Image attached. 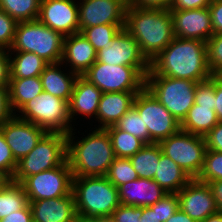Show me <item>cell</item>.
I'll list each match as a JSON object with an SVG mask.
<instances>
[{"mask_svg": "<svg viewBox=\"0 0 222 222\" xmlns=\"http://www.w3.org/2000/svg\"><path fill=\"white\" fill-rule=\"evenodd\" d=\"M148 73L203 82L211 78L206 42L174 38L151 62Z\"/></svg>", "mask_w": 222, "mask_h": 222, "instance_id": "1", "label": "cell"}, {"mask_svg": "<svg viewBox=\"0 0 222 222\" xmlns=\"http://www.w3.org/2000/svg\"><path fill=\"white\" fill-rule=\"evenodd\" d=\"M88 127L84 130L87 136L84 132L79 135L83 134L80 138L74 136L78 130L75 127L66 135L67 161L73 177L105 176L116 158L107 130Z\"/></svg>", "mask_w": 222, "mask_h": 222, "instance_id": "2", "label": "cell"}, {"mask_svg": "<svg viewBox=\"0 0 222 222\" xmlns=\"http://www.w3.org/2000/svg\"><path fill=\"white\" fill-rule=\"evenodd\" d=\"M124 29L133 36L149 62L175 38L169 9L136 8L127 5Z\"/></svg>", "mask_w": 222, "mask_h": 222, "instance_id": "3", "label": "cell"}, {"mask_svg": "<svg viewBox=\"0 0 222 222\" xmlns=\"http://www.w3.org/2000/svg\"><path fill=\"white\" fill-rule=\"evenodd\" d=\"M76 214L85 220L111 217L121 204L118 188L105 176L73 177Z\"/></svg>", "mask_w": 222, "mask_h": 222, "instance_id": "4", "label": "cell"}, {"mask_svg": "<svg viewBox=\"0 0 222 222\" xmlns=\"http://www.w3.org/2000/svg\"><path fill=\"white\" fill-rule=\"evenodd\" d=\"M64 36L39 20L18 22L8 52H32L49 64L60 63Z\"/></svg>", "mask_w": 222, "mask_h": 222, "instance_id": "5", "label": "cell"}, {"mask_svg": "<svg viewBox=\"0 0 222 222\" xmlns=\"http://www.w3.org/2000/svg\"><path fill=\"white\" fill-rule=\"evenodd\" d=\"M66 161V134L47 132L30 153L17 161V167L11 180L22 183L27 177L51 170Z\"/></svg>", "mask_w": 222, "mask_h": 222, "instance_id": "6", "label": "cell"}, {"mask_svg": "<svg viewBox=\"0 0 222 222\" xmlns=\"http://www.w3.org/2000/svg\"><path fill=\"white\" fill-rule=\"evenodd\" d=\"M197 83L147 73L145 87L181 123L195 102Z\"/></svg>", "mask_w": 222, "mask_h": 222, "instance_id": "7", "label": "cell"}, {"mask_svg": "<svg viewBox=\"0 0 222 222\" xmlns=\"http://www.w3.org/2000/svg\"><path fill=\"white\" fill-rule=\"evenodd\" d=\"M15 115L47 132L67 135L74 129L69 117L68 102L45 91L24 104Z\"/></svg>", "mask_w": 222, "mask_h": 222, "instance_id": "8", "label": "cell"}, {"mask_svg": "<svg viewBox=\"0 0 222 222\" xmlns=\"http://www.w3.org/2000/svg\"><path fill=\"white\" fill-rule=\"evenodd\" d=\"M150 67L109 65L96 61L83 75L103 93L140 92Z\"/></svg>", "mask_w": 222, "mask_h": 222, "instance_id": "9", "label": "cell"}, {"mask_svg": "<svg viewBox=\"0 0 222 222\" xmlns=\"http://www.w3.org/2000/svg\"><path fill=\"white\" fill-rule=\"evenodd\" d=\"M158 144L163 154L176 162L192 179H197L207 150L204 137L180 129Z\"/></svg>", "mask_w": 222, "mask_h": 222, "instance_id": "10", "label": "cell"}, {"mask_svg": "<svg viewBox=\"0 0 222 222\" xmlns=\"http://www.w3.org/2000/svg\"><path fill=\"white\" fill-rule=\"evenodd\" d=\"M133 106L143 119L144 125L147 126L150 144L159 143L181 129L177 119L146 87L137 93Z\"/></svg>", "mask_w": 222, "mask_h": 222, "instance_id": "11", "label": "cell"}, {"mask_svg": "<svg viewBox=\"0 0 222 222\" xmlns=\"http://www.w3.org/2000/svg\"><path fill=\"white\" fill-rule=\"evenodd\" d=\"M28 201L64 197L72 193L73 174L68 161L27 177L22 183Z\"/></svg>", "mask_w": 222, "mask_h": 222, "instance_id": "12", "label": "cell"}, {"mask_svg": "<svg viewBox=\"0 0 222 222\" xmlns=\"http://www.w3.org/2000/svg\"><path fill=\"white\" fill-rule=\"evenodd\" d=\"M79 32L103 24H125L126 0H77Z\"/></svg>", "mask_w": 222, "mask_h": 222, "instance_id": "13", "label": "cell"}, {"mask_svg": "<svg viewBox=\"0 0 222 222\" xmlns=\"http://www.w3.org/2000/svg\"><path fill=\"white\" fill-rule=\"evenodd\" d=\"M38 20L64 37L79 33L77 0H41Z\"/></svg>", "mask_w": 222, "mask_h": 222, "instance_id": "14", "label": "cell"}, {"mask_svg": "<svg viewBox=\"0 0 222 222\" xmlns=\"http://www.w3.org/2000/svg\"><path fill=\"white\" fill-rule=\"evenodd\" d=\"M0 130L16 161L30 153L47 133L43 128L23 120L15 114L0 126Z\"/></svg>", "mask_w": 222, "mask_h": 222, "instance_id": "15", "label": "cell"}, {"mask_svg": "<svg viewBox=\"0 0 222 222\" xmlns=\"http://www.w3.org/2000/svg\"><path fill=\"white\" fill-rule=\"evenodd\" d=\"M96 61L109 65L150 67L139 44L124 28L113 38L112 45L97 51Z\"/></svg>", "mask_w": 222, "mask_h": 222, "instance_id": "16", "label": "cell"}, {"mask_svg": "<svg viewBox=\"0 0 222 222\" xmlns=\"http://www.w3.org/2000/svg\"><path fill=\"white\" fill-rule=\"evenodd\" d=\"M177 196L179 208L197 222H202L218 212L211 188L197 179H191Z\"/></svg>", "mask_w": 222, "mask_h": 222, "instance_id": "17", "label": "cell"}, {"mask_svg": "<svg viewBox=\"0 0 222 222\" xmlns=\"http://www.w3.org/2000/svg\"><path fill=\"white\" fill-rule=\"evenodd\" d=\"M176 38L196 39L206 42L214 34L208 7L170 10Z\"/></svg>", "mask_w": 222, "mask_h": 222, "instance_id": "18", "label": "cell"}, {"mask_svg": "<svg viewBox=\"0 0 222 222\" xmlns=\"http://www.w3.org/2000/svg\"><path fill=\"white\" fill-rule=\"evenodd\" d=\"M102 93L103 92L100 89H98L94 84H91L83 76L77 77L73 93L71 94V98L68 103L69 117L73 127L76 126L74 124H78L76 123V120L80 116H82L81 118L83 123L85 119L88 121L89 118L88 124L91 121L93 122V119H96Z\"/></svg>", "mask_w": 222, "mask_h": 222, "instance_id": "19", "label": "cell"}, {"mask_svg": "<svg viewBox=\"0 0 222 222\" xmlns=\"http://www.w3.org/2000/svg\"><path fill=\"white\" fill-rule=\"evenodd\" d=\"M96 55L93 45L81 32L64 37L61 63L69 71L83 76L96 62Z\"/></svg>", "mask_w": 222, "mask_h": 222, "instance_id": "20", "label": "cell"}, {"mask_svg": "<svg viewBox=\"0 0 222 222\" xmlns=\"http://www.w3.org/2000/svg\"><path fill=\"white\" fill-rule=\"evenodd\" d=\"M122 205L146 207L155 204L168 194L153 179L138 178L118 187Z\"/></svg>", "mask_w": 222, "mask_h": 222, "instance_id": "21", "label": "cell"}, {"mask_svg": "<svg viewBox=\"0 0 222 222\" xmlns=\"http://www.w3.org/2000/svg\"><path fill=\"white\" fill-rule=\"evenodd\" d=\"M33 222H68L75 217L73 192L67 196L29 201Z\"/></svg>", "mask_w": 222, "mask_h": 222, "instance_id": "22", "label": "cell"}, {"mask_svg": "<svg viewBox=\"0 0 222 222\" xmlns=\"http://www.w3.org/2000/svg\"><path fill=\"white\" fill-rule=\"evenodd\" d=\"M139 92H115L102 93L99 101L96 119L93 125L95 128H106L116 125L120 118L133 106L134 99ZM97 126V127H96Z\"/></svg>", "mask_w": 222, "mask_h": 222, "instance_id": "23", "label": "cell"}, {"mask_svg": "<svg viewBox=\"0 0 222 222\" xmlns=\"http://www.w3.org/2000/svg\"><path fill=\"white\" fill-rule=\"evenodd\" d=\"M78 76L60 62L49 64L41 73L40 79L43 91L69 103Z\"/></svg>", "mask_w": 222, "mask_h": 222, "instance_id": "24", "label": "cell"}, {"mask_svg": "<svg viewBox=\"0 0 222 222\" xmlns=\"http://www.w3.org/2000/svg\"><path fill=\"white\" fill-rule=\"evenodd\" d=\"M191 179L176 162L161 153L153 180L167 193H178Z\"/></svg>", "mask_w": 222, "mask_h": 222, "instance_id": "25", "label": "cell"}, {"mask_svg": "<svg viewBox=\"0 0 222 222\" xmlns=\"http://www.w3.org/2000/svg\"><path fill=\"white\" fill-rule=\"evenodd\" d=\"M10 79L40 77L49 65L44 59L32 52H8Z\"/></svg>", "mask_w": 222, "mask_h": 222, "instance_id": "26", "label": "cell"}, {"mask_svg": "<svg viewBox=\"0 0 222 222\" xmlns=\"http://www.w3.org/2000/svg\"><path fill=\"white\" fill-rule=\"evenodd\" d=\"M43 92L40 77L10 79L8 86L9 106L15 114L28 101Z\"/></svg>", "mask_w": 222, "mask_h": 222, "instance_id": "27", "label": "cell"}, {"mask_svg": "<svg viewBox=\"0 0 222 222\" xmlns=\"http://www.w3.org/2000/svg\"><path fill=\"white\" fill-rule=\"evenodd\" d=\"M218 122L213 106L193 104L180 127L183 131L204 137Z\"/></svg>", "mask_w": 222, "mask_h": 222, "instance_id": "28", "label": "cell"}, {"mask_svg": "<svg viewBox=\"0 0 222 222\" xmlns=\"http://www.w3.org/2000/svg\"><path fill=\"white\" fill-rule=\"evenodd\" d=\"M28 204V197L21 183L7 179L0 186V220Z\"/></svg>", "mask_w": 222, "mask_h": 222, "instance_id": "29", "label": "cell"}, {"mask_svg": "<svg viewBox=\"0 0 222 222\" xmlns=\"http://www.w3.org/2000/svg\"><path fill=\"white\" fill-rule=\"evenodd\" d=\"M162 149L158 143L145 144L129 159L139 178L153 179Z\"/></svg>", "mask_w": 222, "mask_h": 222, "instance_id": "30", "label": "cell"}, {"mask_svg": "<svg viewBox=\"0 0 222 222\" xmlns=\"http://www.w3.org/2000/svg\"><path fill=\"white\" fill-rule=\"evenodd\" d=\"M110 135L115 156L130 158L138 152L145 143L126 131H121L115 125L105 128Z\"/></svg>", "mask_w": 222, "mask_h": 222, "instance_id": "31", "label": "cell"}, {"mask_svg": "<svg viewBox=\"0 0 222 222\" xmlns=\"http://www.w3.org/2000/svg\"><path fill=\"white\" fill-rule=\"evenodd\" d=\"M41 0H0V9L17 22L38 20Z\"/></svg>", "mask_w": 222, "mask_h": 222, "instance_id": "32", "label": "cell"}, {"mask_svg": "<svg viewBox=\"0 0 222 222\" xmlns=\"http://www.w3.org/2000/svg\"><path fill=\"white\" fill-rule=\"evenodd\" d=\"M125 24H103L82 29L81 34L93 45L95 51L111 46L113 38Z\"/></svg>", "mask_w": 222, "mask_h": 222, "instance_id": "33", "label": "cell"}, {"mask_svg": "<svg viewBox=\"0 0 222 222\" xmlns=\"http://www.w3.org/2000/svg\"><path fill=\"white\" fill-rule=\"evenodd\" d=\"M121 131H126L131 135L139 138L145 144H150V136L147 126L144 125L137 109L132 106L115 125Z\"/></svg>", "mask_w": 222, "mask_h": 222, "instance_id": "34", "label": "cell"}, {"mask_svg": "<svg viewBox=\"0 0 222 222\" xmlns=\"http://www.w3.org/2000/svg\"><path fill=\"white\" fill-rule=\"evenodd\" d=\"M105 177L116 187L138 179L137 172L134 170L129 158L116 157L108 168Z\"/></svg>", "mask_w": 222, "mask_h": 222, "instance_id": "35", "label": "cell"}, {"mask_svg": "<svg viewBox=\"0 0 222 222\" xmlns=\"http://www.w3.org/2000/svg\"><path fill=\"white\" fill-rule=\"evenodd\" d=\"M197 180L207 184L222 180V152L206 150L204 165Z\"/></svg>", "mask_w": 222, "mask_h": 222, "instance_id": "36", "label": "cell"}, {"mask_svg": "<svg viewBox=\"0 0 222 222\" xmlns=\"http://www.w3.org/2000/svg\"><path fill=\"white\" fill-rule=\"evenodd\" d=\"M207 62L212 75L222 69V33L213 34L206 41Z\"/></svg>", "mask_w": 222, "mask_h": 222, "instance_id": "37", "label": "cell"}, {"mask_svg": "<svg viewBox=\"0 0 222 222\" xmlns=\"http://www.w3.org/2000/svg\"><path fill=\"white\" fill-rule=\"evenodd\" d=\"M215 75L210 79L197 83L194 104L199 106H213L215 110Z\"/></svg>", "mask_w": 222, "mask_h": 222, "instance_id": "38", "label": "cell"}, {"mask_svg": "<svg viewBox=\"0 0 222 222\" xmlns=\"http://www.w3.org/2000/svg\"><path fill=\"white\" fill-rule=\"evenodd\" d=\"M18 22L0 9V48L9 50Z\"/></svg>", "mask_w": 222, "mask_h": 222, "instance_id": "39", "label": "cell"}, {"mask_svg": "<svg viewBox=\"0 0 222 222\" xmlns=\"http://www.w3.org/2000/svg\"><path fill=\"white\" fill-rule=\"evenodd\" d=\"M17 167V161L12 155L10 147L6 143L5 137L0 130V173L7 179H12Z\"/></svg>", "mask_w": 222, "mask_h": 222, "instance_id": "40", "label": "cell"}, {"mask_svg": "<svg viewBox=\"0 0 222 222\" xmlns=\"http://www.w3.org/2000/svg\"><path fill=\"white\" fill-rule=\"evenodd\" d=\"M178 209L177 193H168L156 202V213L161 222H166Z\"/></svg>", "mask_w": 222, "mask_h": 222, "instance_id": "41", "label": "cell"}, {"mask_svg": "<svg viewBox=\"0 0 222 222\" xmlns=\"http://www.w3.org/2000/svg\"><path fill=\"white\" fill-rule=\"evenodd\" d=\"M143 207L120 204L112 213L113 222H141Z\"/></svg>", "mask_w": 222, "mask_h": 222, "instance_id": "42", "label": "cell"}, {"mask_svg": "<svg viewBox=\"0 0 222 222\" xmlns=\"http://www.w3.org/2000/svg\"><path fill=\"white\" fill-rule=\"evenodd\" d=\"M204 138L206 149L222 152V121H219Z\"/></svg>", "mask_w": 222, "mask_h": 222, "instance_id": "43", "label": "cell"}, {"mask_svg": "<svg viewBox=\"0 0 222 222\" xmlns=\"http://www.w3.org/2000/svg\"><path fill=\"white\" fill-rule=\"evenodd\" d=\"M214 34L222 33V0H212L209 5Z\"/></svg>", "mask_w": 222, "mask_h": 222, "instance_id": "44", "label": "cell"}, {"mask_svg": "<svg viewBox=\"0 0 222 222\" xmlns=\"http://www.w3.org/2000/svg\"><path fill=\"white\" fill-rule=\"evenodd\" d=\"M175 0H130L128 5L136 8L169 9Z\"/></svg>", "mask_w": 222, "mask_h": 222, "instance_id": "45", "label": "cell"}, {"mask_svg": "<svg viewBox=\"0 0 222 222\" xmlns=\"http://www.w3.org/2000/svg\"><path fill=\"white\" fill-rule=\"evenodd\" d=\"M10 81L9 54L7 49L0 48V86L8 87Z\"/></svg>", "mask_w": 222, "mask_h": 222, "instance_id": "46", "label": "cell"}, {"mask_svg": "<svg viewBox=\"0 0 222 222\" xmlns=\"http://www.w3.org/2000/svg\"><path fill=\"white\" fill-rule=\"evenodd\" d=\"M212 0H175L169 10H188L209 7Z\"/></svg>", "mask_w": 222, "mask_h": 222, "instance_id": "47", "label": "cell"}, {"mask_svg": "<svg viewBox=\"0 0 222 222\" xmlns=\"http://www.w3.org/2000/svg\"><path fill=\"white\" fill-rule=\"evenodd\" d=\"M13 115L8 98V87L0 86V126Z\"/></svg>", "mask_w": 222, "mask_h": 222, "instance_id": "48", "label": "cell"}, {"mask_svg": "<svg viewBox=\"0 0 222 222\" xmlns=\"http://www.w3.org/2000/svg\"><path fill=\"white\" fill-rule=\"evenodd\" d=\"M0 222H33L29 204L25 208L7 215Z\"/></svg>", "mask_w": 222, "mask_h": 222, "instance_id": "49", "label": "cell"}, {"mask_svg": "<svg viewBox=\"0 0 222 222\" xmlns=\"http://www.w3.org/2000/svg\"><path fill=\"white\" fill-rule=\"evenodd\" d=\"M208 185L211 188L218 212H222V180L209 182Z\"/></svg>", "mask_w": 222, "mask_h": 222, "instance_id": "50", "label": "cell"}, {"mask_svg": "<svg viewBox=\"0 0 222 222\" xmlns=\"http://www.w3.org/2000/svg\"><path fill=\"white\" fill-rule=\"evenodd\" d=\"M215 113L219 121H222V82L215 76Z\"/></svg>", "mask_w": 222, "mask_h": 222, "instance_id": "51", "label": "cell"}, {"mask_svg": "<svg viewBox=\"0 0 222 222\" xmlns=\"http://www.w3.org/2000/svg\"><path fill=\"white\" fill-rule=\"evenodd\" d=\"M140 220L141 222H161L156 213V203L143 207V215Z\"/></svg>", "mask_w": 222, "mask_h": 222, "instance_id": "52", "label": "cell"}, {"mask_svg": "<svg viewBox=\"0 0 222 222\" xmlns=\"http://www.w3.org/2000/svg\"><path fill=\"white\" fill-rule=\"evenodd\" d=\"M166 222H197L180 208Z\"/></svg>", "mask_w": 222, "mask_h": 222, "instance_id": "53", "label": "cell"}, {"mask_svg": "<svg viewBox=\"0 0 222 222\" xmlns=\"http://www.w3.org/2000/svg\"><path fill=\"white\" fill-rule=\"evenodd\" d=\"M202 222H222V212H216L215 214L208 216Z\"/></svg>", "mask_w": 222, "mask_h": 222, "instance_id": "54", "label": "cell"}, {"mask_svg": "<svg viewBox=\"0 0 222 222\" xmlns=\"http://www.w3.org/2000/svg\"><path fill=\"white\" fill-rule=\"evenodd\" d=\"M85 222H113L111 217H100V218H92L87 219Z\"/></svg>", "mask_w": 222, "mask_h": 222, "instance_id": "55", "label": "cell"}, {"mask_svg": "<svg viewBox=\"0 0 222 222\" xmlns=\"http://www.w3.org/2000/svg\"><path fill=\"white\" fill-rule=\"evenodd\" d=\"M68 222H85V219L83 217L79 216V215H76L75 217H73Z\"/></svg>", "mask_w": 222, "mask_h": 222, "instance_id": "56", "label": "cell"}, {"mask_svg": "<svg viewBox=\"0 0 222 222\" xmlns=\"http://www.w3.org/2000/svg\"><path fill=\"white\" fill-rule=\"evenodd\" d=\"M215 76L222 82V69H220Z\"/></svg>", "mask_w": 222, "mask_h": 222, "instance_id": "57", "label": "cell"}, {"mask_svg": "<svg viewBox=\"0 0 222 222\" xmlns=\"http://www.w3.org/2000/svg\"><path fill=\"white\" fill-rule=\"evenodd\" d=\"M7 180V178L2 174L0 173V186Z\"/></svg>", "mask_w": 222, "mask_h": 222, "instance_id": "58", "label": "cell"}]
</instances>
